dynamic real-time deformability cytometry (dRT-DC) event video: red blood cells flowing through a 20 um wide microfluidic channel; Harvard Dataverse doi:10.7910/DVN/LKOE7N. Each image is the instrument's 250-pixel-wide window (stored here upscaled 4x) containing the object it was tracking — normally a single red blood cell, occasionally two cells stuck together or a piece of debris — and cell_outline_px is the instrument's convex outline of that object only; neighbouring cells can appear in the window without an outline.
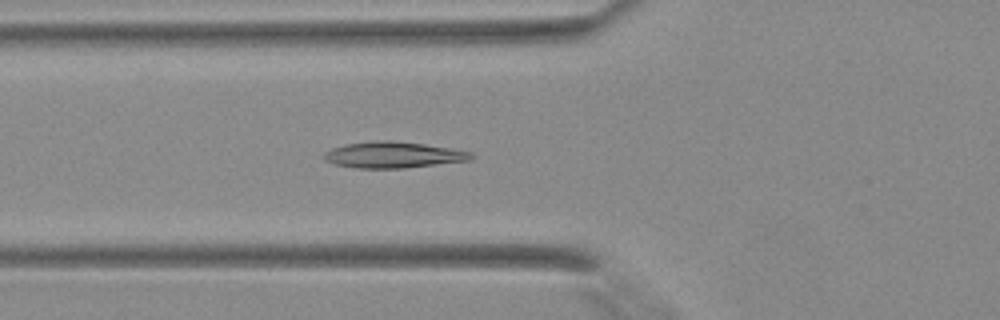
{"species": "Egyptian fruit bat (a non-hibernating species)", "species_latin": "Rousettus aegyptiacus", "temperature_condition": "warm", "stored_images_in_passage": 36, "camera_frame_rate_fps": 3000, "um_per_image_px": 0.085, "animal": {"sex": "female"}, "frame": {"image": 1, "passage_image": 10, "time_ms": 3.0, "image_size_px": [1000, 320], "cell_outline_px": [[476, 156], [472, 160], [404, 168], [356, 168], [336, 164], [324, 160], [324, 152], [332, 148], [344, 144], [372, 140], [392, 140], [424, 144], [452, 148], [472, 152]], "centroid_in_image_um": [33.45, 13.15], "position_along_channel_um": 92.3, "area_um2": 22.66}}
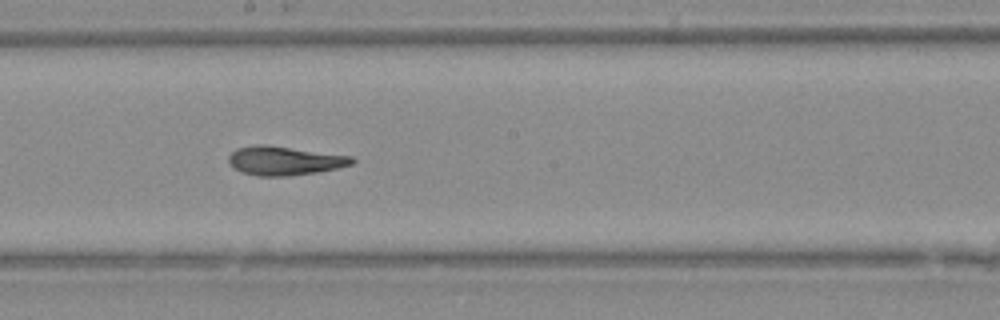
{"frame": {"image": 2, "passage_image": 18, "time_ms": 5.667, "image_size_px": [1000, 320], "cell_outline_px": [[356, 160], [352, 164], [336, 168], [316, 172], [288, 176], [260, 176], [240, 172], [228, 164], [228, 156], [236, 148], [256, 144], [264, 144], [352, 156]], "centroid_in_image_um": [24.13, 13.65], "position_along_channel_um": 224.1, "area_um2": 20.81}}
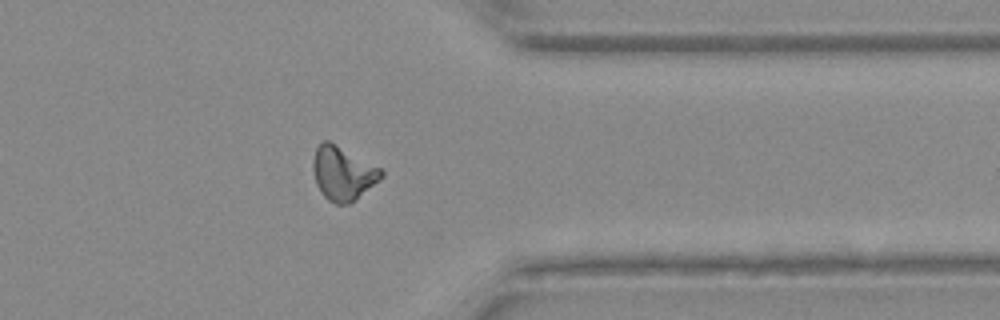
{"frame": {"image": 3, "passage_image": 28, "time_ms": 9.0, "image_size_px": [1000, 320], "cell_outline_px": [[384, 176], [356, 200], [348, 204], [336, 204], [328, 200], [320, 192], [316, 184], [312, 168], [312, 160], [316, 148], [324, 140], [328, 140], [380, 168], [384, 172]], "centroid_in_image_um": [29.13, 14.75], "position_along_channel_um": 382.3, "area_um2": 21.33}}